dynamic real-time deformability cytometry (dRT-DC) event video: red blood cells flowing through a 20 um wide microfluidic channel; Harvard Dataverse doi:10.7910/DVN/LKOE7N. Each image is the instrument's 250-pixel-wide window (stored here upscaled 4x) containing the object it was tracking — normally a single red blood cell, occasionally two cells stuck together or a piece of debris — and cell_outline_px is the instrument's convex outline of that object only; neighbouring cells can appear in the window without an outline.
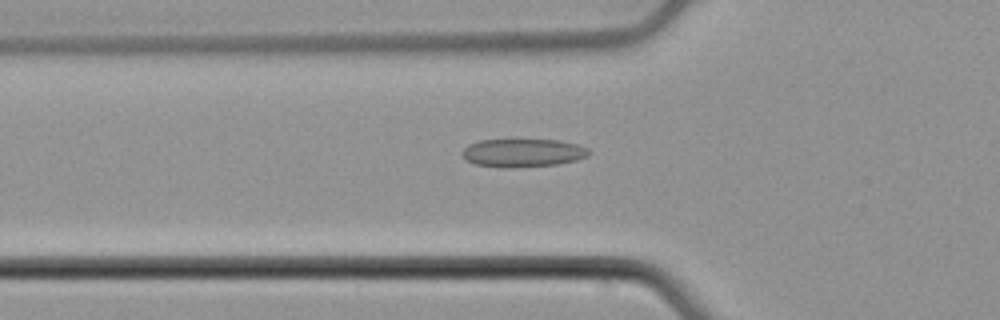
{"species": "common noctule bat (a hibernating species)", "species_latin": "Nyctalus noctula", "temperature_condition": "cold", "stored_images_in_passage": 46, "camera_frame_rate_fps": 3000, "um_per_image_px": 0.085, "animal": {"sex": "male", "body_mass_g": 21.5, "forearm_length_mm": 52.0}, "frame": {"image": 1, "passage_image": 12, "time_ms": 3.667, "image_size_px": [1000, 320], "cell_outline_px": [[592, 152], [588, 156], [576, 160], [556, 164], [504, 168], [476, 164], [464, 160], [460, 152], [468, 144], [480, 140], [560, 140], [576, 144], [588, 148]], "centroid_in_image_um": [44.42, 12.99], "position_along_channel_um": 81.4, "area_um2": 20.87}}
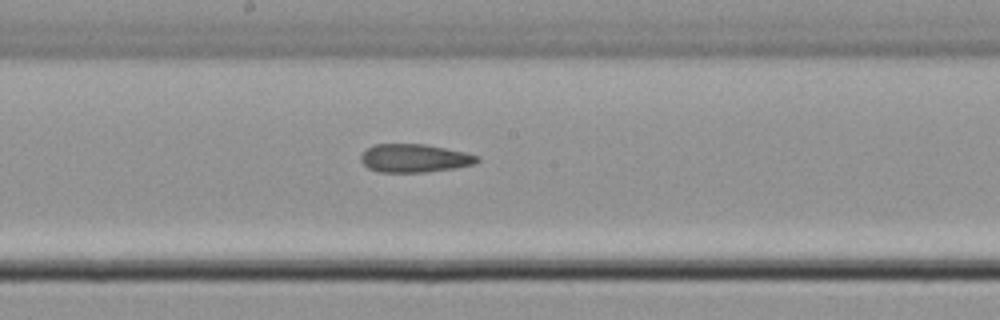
{"frame": {"image": 2, "passage_image": 22, "time_ms": 7.0, "image_size_px": [1000, 320], "cell_outline_px": [[480, 160], [476, 164], [456, 168], [424, 172], [380, 172], [368, 168], [360, 160], [360, 156], [372, 144], [424, 144], [464, 152], [480, 156]], "centroid_in_image_um": [35.25, 13.45], "position_along_channel_um": 213.0, "area_um2": 19.19}}
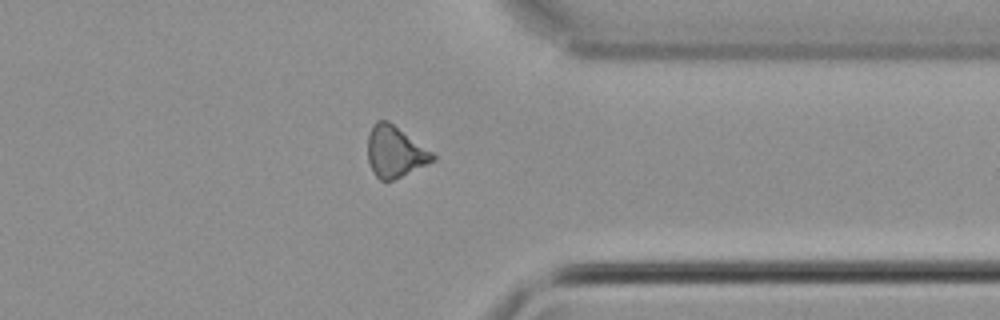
{"frame": {"image": 3, "passage_image": 35, "time_ms": 11.333, "image_size_px": [1000, 320], "cell_outline_px": [[436, 160], [392, 180], [380, 180], [372, 172], [368, 160], [368, 136], [376, 120], [388, 120], [432, 152], [436, 156]], "centroid_in_image_um": [33.56, 12.9], "position_along_channel_um": 377.8, "area_um2": 19.13}, "authors_computed_cell_mechanics": {"area_um2": 19.4208, "velocity_mm_per_s": 3.9489, "shape_relaxation_time_tau1_ms": null, "shape_relaxation_time_tau2_ms": 9.6531, "deformation_change_tau1": null, "deformation_change_tau2": 0.2098}}